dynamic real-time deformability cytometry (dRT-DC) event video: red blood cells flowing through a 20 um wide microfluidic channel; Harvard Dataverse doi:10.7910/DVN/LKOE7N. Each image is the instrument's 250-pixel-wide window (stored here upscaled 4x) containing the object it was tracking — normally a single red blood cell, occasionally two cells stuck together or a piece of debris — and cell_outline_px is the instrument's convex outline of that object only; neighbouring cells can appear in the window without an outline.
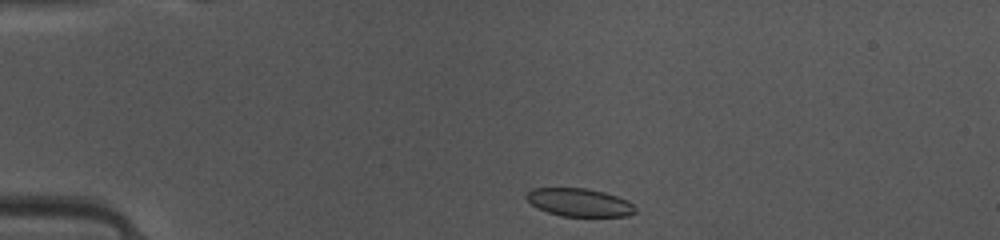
{"species": "common noctule bat (a hibernating species)", "species_latin": "Nyctalus noctula", "temperature_condition": "warm", "stored_images_in_passage": 39, "camera_frame_rate_fps": 3000, "um_per_image_px": 0.085, "animal": {"sex": "female", "body_mass_g": 10.0, "forearm_length_mm": 53.1}, "frame": {"image": 1, "passage_image": 1, "time_ms": 0.0, "image_size_px": [1000, 240], "cell_outline_px": [[636, 212], [628, 216], [560, 216], [536, 208], [524, 196], [532, 188], [584, 188], [604, 192], [628, 200], [636, 208]], "centroid_in_image_um": [49.24, 17.21], "position_along_channel_um": 35.8, "area_um2": 17.8}}
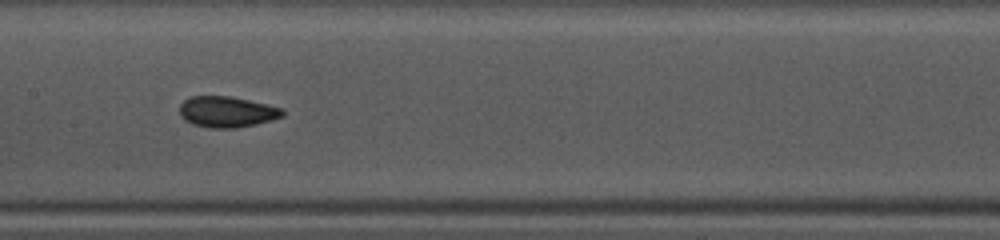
{"frame": {"image": 2, "passage_image": 15, "time_ms": 4.667, "image_size_px": [1000, 240], "cell_outline_px": [[284, 116], [256, 124], [236, 128], [208, 128], [192, 124], [184, 120], [180, 116], [180, 104], [188, 96], [232, 96], [284, 108]], "centroid_in_image_um": [19.27, 9.5], "position_along_channel_um": 188.1, "area_um2": 18.79}}
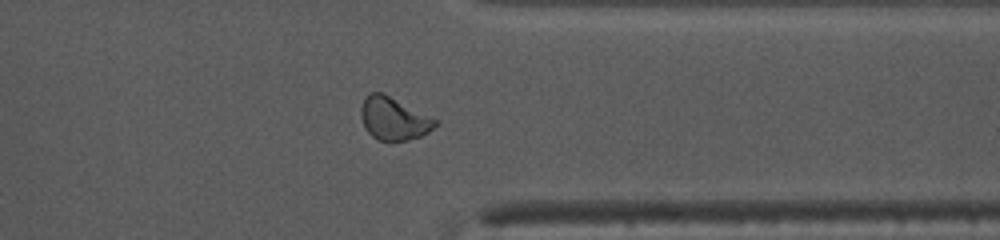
{"frame": {"image": 3, "passage_image": 29, "time_ms": 9.333, "image_size_px": [1000, 240], "cell_outline_px": [[436, 124], [428, 132], [420, 136], [408, 140], [380, 140], [372, 136], [364, 128], [360, 116], [360, 108], [364, 100], [372, 92], [380, 92], [436, 120]], "centroid_in_image_um": [33.4, 10.11], "position_along_channel_um": 378.0, "area_um2": 17.8}, "authors_computed_cell_mechanics": {"area_um2": 18.3804, "velocity_mm_per_s": 4.1202, "shape_relaxation_time_tau1_ms": 6.0188, "shape_relaxation_time_tau2_ms": 1.2075, "deformation_change_tau1": 0.1338, "deformation_change_tau2": 0.0387}}